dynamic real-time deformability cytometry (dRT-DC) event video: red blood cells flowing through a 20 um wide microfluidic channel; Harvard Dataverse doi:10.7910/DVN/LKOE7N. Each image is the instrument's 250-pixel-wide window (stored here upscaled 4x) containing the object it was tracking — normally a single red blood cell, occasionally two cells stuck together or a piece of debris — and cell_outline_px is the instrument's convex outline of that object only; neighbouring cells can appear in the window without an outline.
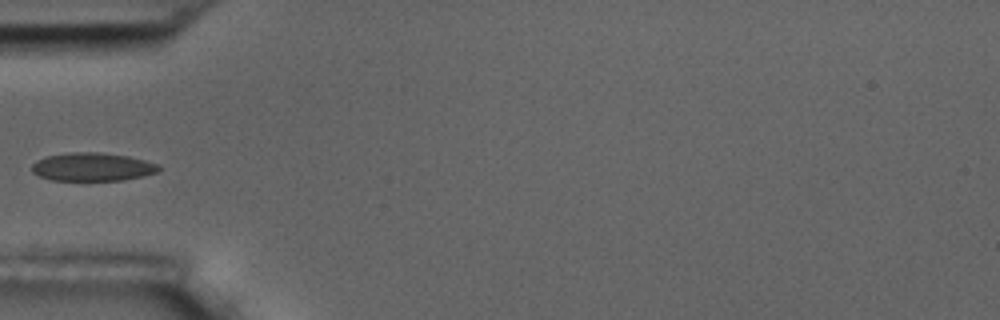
{"species": "common noctule bat (a hibernating species)", "species_latin": "Nyctalus noctula", "temperature_condition": "room temperature", "stored_images_in_passage": 2, "camera_frame_rate_fps": 3000, "um_per_image_px": 0.085, "animal": {"sex": "male", "body_mass_g": 17.5, "forearm_length_mm": 52.3}, "frame": {"image": 1, "passage_image": 2, "time_ms": 1.333, "image_size_px": [1000, 320], "cell_outline_px": [[160, 172], [144, 176], [124, 180], [52, 180], [40, 176], [32, 172], [32, 164], [36, 160], [48, 156], [72, 152], [100, 152], [128, 156], [160, 164]], "centroid_in_image_um": [7.9, 14.18], "position_along_channel_um": 77.1, "area_um2": 20.98}}